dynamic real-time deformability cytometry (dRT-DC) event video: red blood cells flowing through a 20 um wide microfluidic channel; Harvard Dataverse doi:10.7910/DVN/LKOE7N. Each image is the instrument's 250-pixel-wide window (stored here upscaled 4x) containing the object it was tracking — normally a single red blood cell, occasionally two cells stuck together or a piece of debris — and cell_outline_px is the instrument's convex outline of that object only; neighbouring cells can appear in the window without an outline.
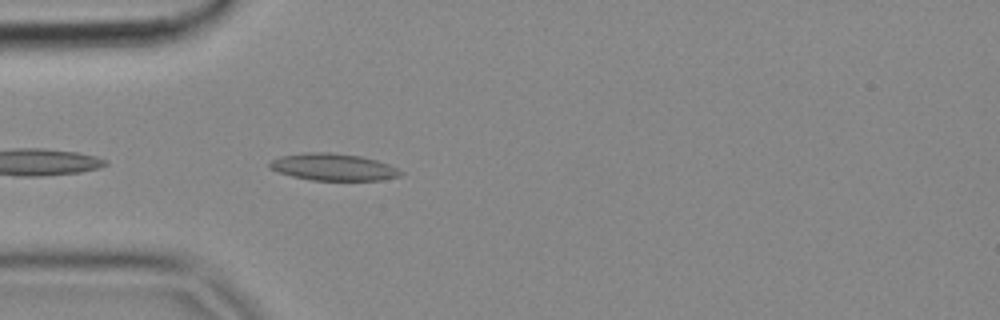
{"species": "common noctule bat (a hibernating species)", "species_latin": "Nyctalus noctula", "temperature_condition": "cold", "stored_images_in_passage": 3, "camera_frame_rate_fps": 3000, "um_per_image_px": 0.085, "animal": {"sex": "female", "body_mass_g": 18.4}, "frame": {"image": 1, "passage_image": 3, "time_ms": 0.667, "image_size_px": [1000, 320], "cell_outline_px": [[404, 172], [400, 176], [380, 180], [312, 180], [292, 176], [268, 168], [268, 164], [272, 160], [280, 156], [304, 152], [328, 152], [360, 156], [376, 160], [388, 164]], "centroid_in_image_um": [28.31, 14.19], "position_along_channel_um": 56.7, "area_um2": 20.52}}